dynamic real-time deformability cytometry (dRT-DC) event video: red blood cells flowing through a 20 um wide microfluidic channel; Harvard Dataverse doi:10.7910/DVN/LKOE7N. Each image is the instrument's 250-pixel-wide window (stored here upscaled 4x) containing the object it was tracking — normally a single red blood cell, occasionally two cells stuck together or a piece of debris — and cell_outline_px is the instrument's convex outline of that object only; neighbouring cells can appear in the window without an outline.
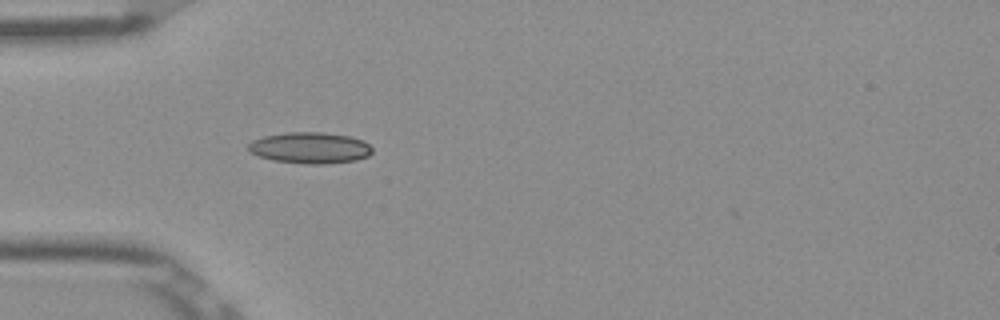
{"species": "Egyptian fruit bat (a non-hibernating species)", "species_latin": "Rousettus aegyptiacus", "temperature_condition": "room temperature", "stored_images_in_passage": 34, "camera_frame_rate_fps": 3000, "um_per_image_px": 0.085, "frame": {"image": 1, "passage_image": 1, "time_ms": 0.0, "image_size_px": [1000, 320], "cell_outline_px": [[372, 152], [368, 156], [356, 160], [324, 164], [304, 164], [272, 160], [256, 156], [248, 152], [248, 144], [252, 140], [264, 136], [288, 132], [324, 132], [348, 136], [364, 140], [372, 148]], "centroid_in_image_um": [26.32, 12.57], "position_along_channel_um": 58.7, "area_um2": 22.77}}
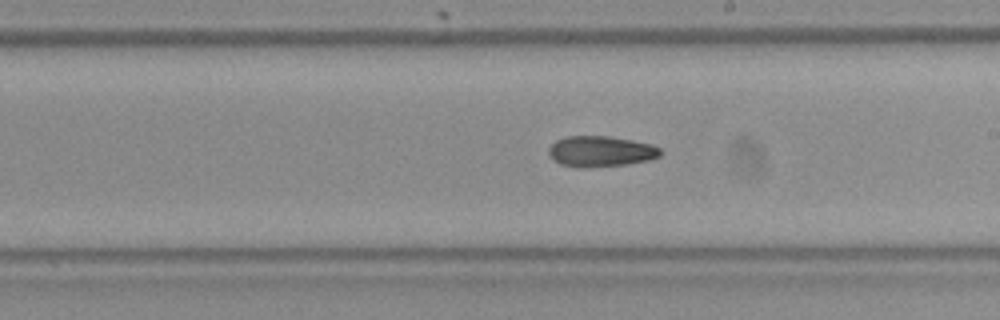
{"frame": {"image": 2, "passage_image": 15, "time_ms": 4.667, "image_size_px": [1000, 320], "cell_outline_px": [[660, 156], [648, 160], [628, 164], [584, 168], [580, 168], [560, 164], [552, 160], [548, 152], [548, 148], [556, 140], [568, 136], [608, 136], [632, 140], [652, 144], [660, 148]], "centroid_in_image_um": [51.03, 12.87], "position_along_channel_um": 238.0, "area_um2": 20.11}}
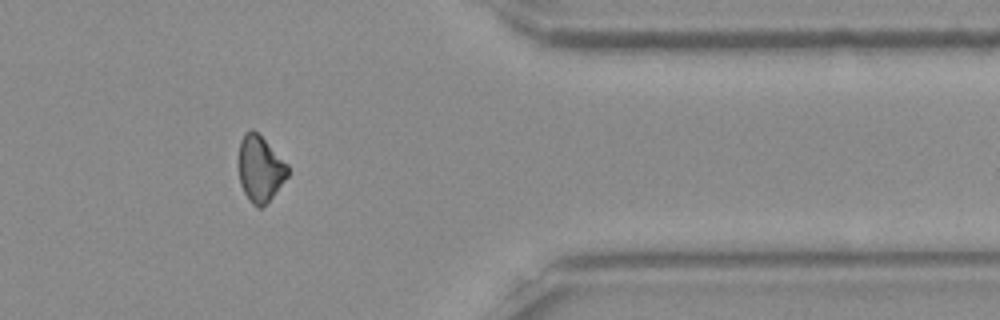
{"frame": {"image": 3, "passage_image": 28, "time_ms": 9.0, "image_size_px": [1000, 320], "cell_outline_px": [[288, 176], [272, 196], [260, 208], [256, 208], [252, 204], [244, 192], [240, 184], [240, 140], [244, 132], [252, 128], [288, 164]], "centroid_in_image_um": [22.11, 14.34], "position_along_channel_um": 389.3, "area_um2": 18.44}}